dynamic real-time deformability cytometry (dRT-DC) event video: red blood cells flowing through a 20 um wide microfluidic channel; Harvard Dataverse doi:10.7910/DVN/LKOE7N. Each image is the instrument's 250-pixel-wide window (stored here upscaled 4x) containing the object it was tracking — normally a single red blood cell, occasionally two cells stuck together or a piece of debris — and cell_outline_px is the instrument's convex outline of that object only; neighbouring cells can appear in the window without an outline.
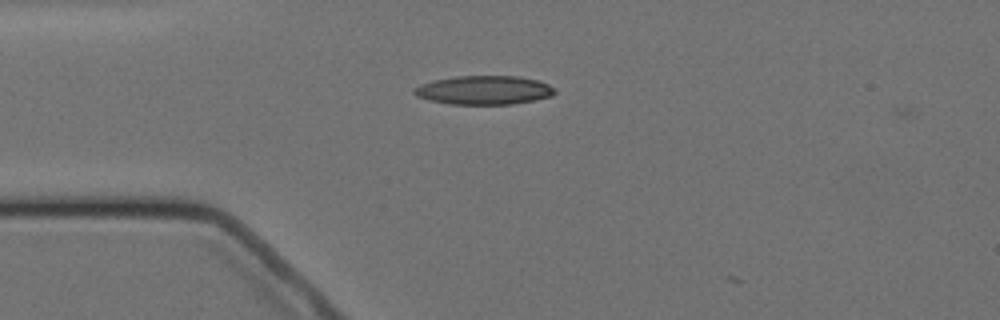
{"species": "Egyptian fruit bat (a non-hibernating species)", "species_latin": "Rousettus aegyptiacus", "temperature_condition": "cold", "stored_images_in_passage": 2, "camera_frame_rate_fps": 3000, "um_per_image_px": 0.085, "animal": {"sex": "female"}, "frame": {"image": 1, "passage_image": 1, "time_ms": 0.0, "image_size_px": [1000, 320], "cell_outline_px": [[556, 92], [552, 96], [512, 104], [448, 104], [428, 100], [416, 96], [412, 92], [412, 88], [420, 84], [436, 80], [456, 76], [516, 76], [540, 80], [548, 84]], "centroid_in_image_um": [41.1, 7.66], "position_along_channel_um": 43.9, "area_um2": 23.64}}